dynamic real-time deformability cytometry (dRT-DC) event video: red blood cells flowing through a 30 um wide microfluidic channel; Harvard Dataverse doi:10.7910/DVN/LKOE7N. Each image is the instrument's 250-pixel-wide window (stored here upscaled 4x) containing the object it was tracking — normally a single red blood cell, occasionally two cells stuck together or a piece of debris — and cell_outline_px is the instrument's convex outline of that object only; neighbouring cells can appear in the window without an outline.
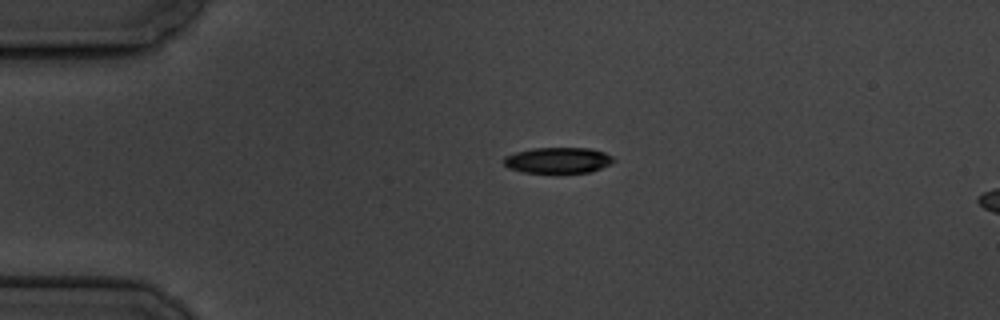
{"species": "common noctule bat (a hibernating species)", "species_latin": "Nyctalus noctula", "temperature_condition": "cold", "stored_images_in_passage": 3, "segment_of_instrument_passage": [1, 2], "camera_frame_rate_fps": 3000, "um_per_image_px": 0.085, "animal": {"sex": "male", "body_mass_g": 19.5, "forearm_length_mm": 54.6}, "frame": {"image": 1, "passage_image": 1, "time_ms": 0.0, "image_size_px": [1000, 320], "cell_outline_px": [[616, 160], [600, 168], [588, 172], [524, 172], [508, 168], [504, 164], [504, 156], [516, 152], [532, 148], [592, 148], [604, 152], [612, 156]], "centroid_in_image_um": [47.41, 13.61], "position_along_channel_um": 37.6, "area_um2": 16.36}}